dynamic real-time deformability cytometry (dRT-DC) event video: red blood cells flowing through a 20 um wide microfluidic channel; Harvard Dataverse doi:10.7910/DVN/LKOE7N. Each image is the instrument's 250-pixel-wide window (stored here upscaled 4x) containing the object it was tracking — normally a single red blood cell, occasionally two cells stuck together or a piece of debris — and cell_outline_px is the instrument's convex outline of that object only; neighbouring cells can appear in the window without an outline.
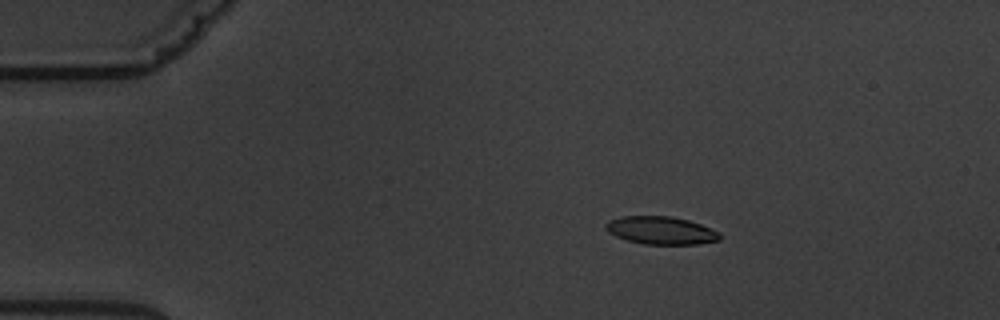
{"species": "common noctule bat (a hibernating species)", "species_latin": "Nyctalus noctula", "temperature_condition": "warm", "stored_images_in_passage": 4, "camera_frame_rate_fps": 3000, "um_per_image_px": 0.085, "animal": {"sex": "male", "body_mass_g": 19.5, "forearm_length_mm": 54.6}, "frame": {"image": 1, "passage_image": 2, "time_ms": 1.333, "image_size_px": [1000, 320], "cell_outline_px": [[720, 240], [700, 244], [644, 244], [628, 240], [616, 236], [608, 232], [604, 228], [604, 224], [608, 220], [620, 216], [672, 216], [688, 220], [700, 224], [720, 232]], "centroid_in_image_um": [56.16, 19.58], "position_along_channel_um": 28.8, "area_um2": 18.61}}